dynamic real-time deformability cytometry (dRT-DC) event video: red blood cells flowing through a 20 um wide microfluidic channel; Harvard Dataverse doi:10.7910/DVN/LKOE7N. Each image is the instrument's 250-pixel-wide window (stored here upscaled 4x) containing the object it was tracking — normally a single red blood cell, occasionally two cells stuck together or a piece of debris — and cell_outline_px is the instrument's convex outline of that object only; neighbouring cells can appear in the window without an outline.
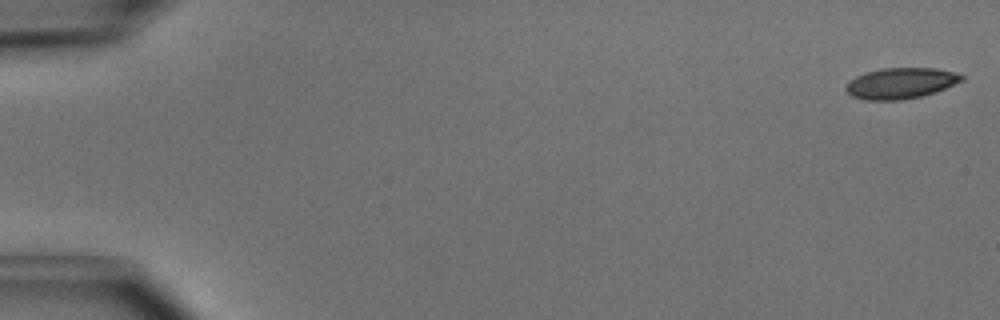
{"species": "common noctule bat (a hibernating species)", "species_latin": "Nyctalus noctula", "temperature_condition": "cold", "stored_images_in_passage": 50, "camera_frame_rate_fps": 3000, "um_per_image_px": 0.085, "animal": {"sex": "male", "body_mass_g": 15.6}, "frame": {"image": 1, "passage_image": 1, "time_ms": 0.0, "image_size_px": [1000, 320], "cell_outline_px": [[964, 80], [936, 92], [920, 96], [900, 100], [864, 100], [852, 96], [844, 88], [848, 80], [864, 72], [880, 68], [936, 68], [956, 72], [964, 76]], "centroid_in_image_um": [76.54, 7.06], "position_along_channel_um": 8.5, "area_um2": 21.04}}
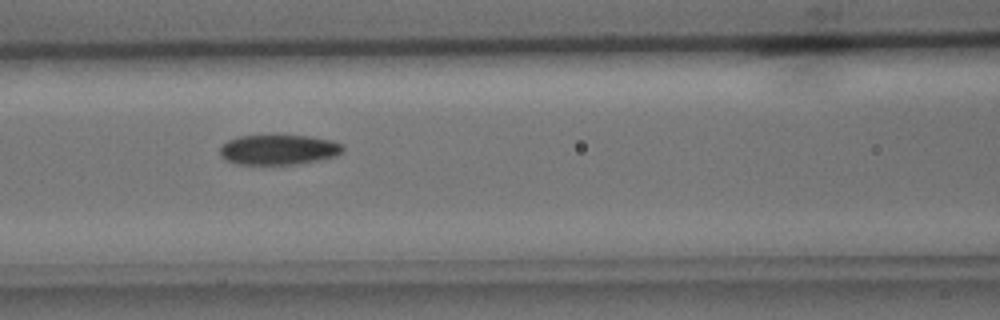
{"frame": {"image": 2, "passage_image": 22, "time_ms": 7.0, "image_size_px": [1000, 320], "cell_outline_px": [[344, 152], [336, 156], [320, 160], [300, 164], [240, 164], [228, 160], [220, 156], [220, 148], [228, 140], [236, 136], [308, 136], [332, 140], [344, 144]], "centroid_in_image_um": [23.74, 12.72], "position_along_channel_um": 142.9, "area_um2": 21.56}}
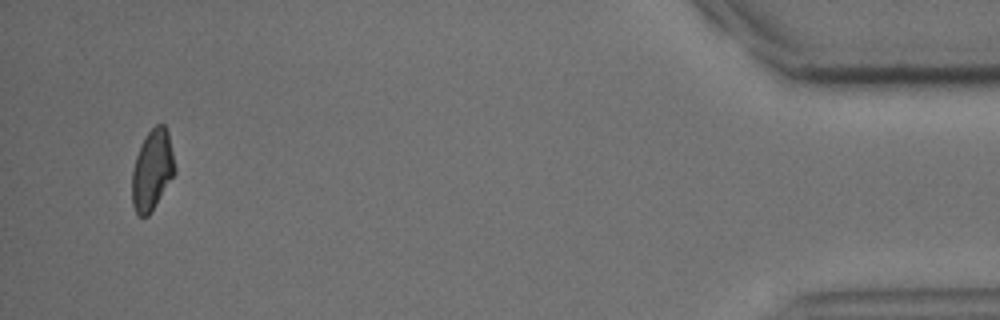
{"frame": {"image": 3, "passage_image": 48, "time_ms": 15.667, "image_size_px": [1000, 320], "cell_outline_px": [[176, 172], [156, 204], [148, 216], [140, 216], [136, 212], [132, 204], [132, 168], [136, 156], [148, 132], [156, 124], [164, 124], [168, 132], [176, 168]], "centroid_in_image_um": [12.94, 14.46], "position_along_channel_um": 422.3, "area_um2": 19.88}, "authors_computed_cell_mechanics": {"area_um2": 21.386, "velocity_mm_per_s": 4.0499, "shape_relaxation_time_tau1_ms": 4.797, "shape_relaxation_time_tau2_ms": 10.3756, "deformation_change_tau1": 0.1203, "deformation_change_tau2": 0.1509}}